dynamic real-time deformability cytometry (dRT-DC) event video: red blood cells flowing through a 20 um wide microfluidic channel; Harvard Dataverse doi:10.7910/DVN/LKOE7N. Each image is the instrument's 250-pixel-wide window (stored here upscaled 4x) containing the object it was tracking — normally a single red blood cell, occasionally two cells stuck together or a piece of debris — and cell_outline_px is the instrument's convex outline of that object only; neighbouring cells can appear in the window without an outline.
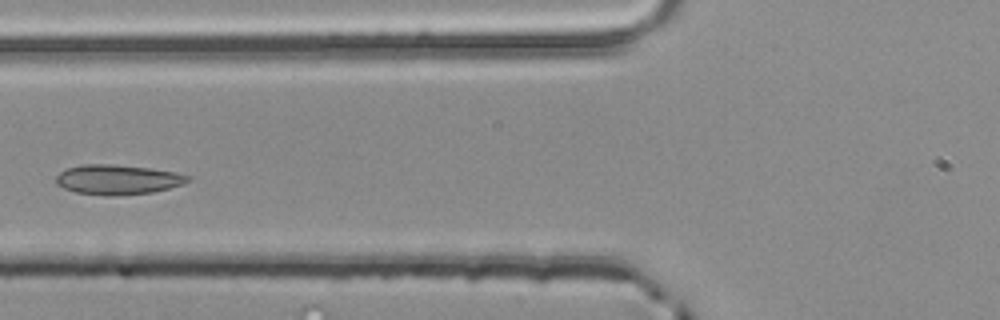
{"species": "common noctule bat (a hibernating species)", "species_latin": "Nyctalus noctula", "temperature_condition": "room temperature", "stored_images_in_passage": 3, "camera_frame_rate_fps": 3000, "um_per_image_px": 0.085, "animal": {"sex": "male", "body_mass_g": 20.4}, "frame": {"image": 1, "passage_image": 3, "time_ms": 0.667, "image_size_px": [1000, 320], "cell_outline_px": [[188, 180], [180, 184], [168, 188], [152, 192], [112, 196], [108, 196], [76, 192], [64, 188], [56, 184], [56, 176], [60, 172], [68, 168], [80, 164], [112, 164], [148, 168], [176, 172], [188, 176]], "centroid_in_image_um": [9.94, 15.26], "position_along_channel_um": 115.9, "area_um2": 22.6}}